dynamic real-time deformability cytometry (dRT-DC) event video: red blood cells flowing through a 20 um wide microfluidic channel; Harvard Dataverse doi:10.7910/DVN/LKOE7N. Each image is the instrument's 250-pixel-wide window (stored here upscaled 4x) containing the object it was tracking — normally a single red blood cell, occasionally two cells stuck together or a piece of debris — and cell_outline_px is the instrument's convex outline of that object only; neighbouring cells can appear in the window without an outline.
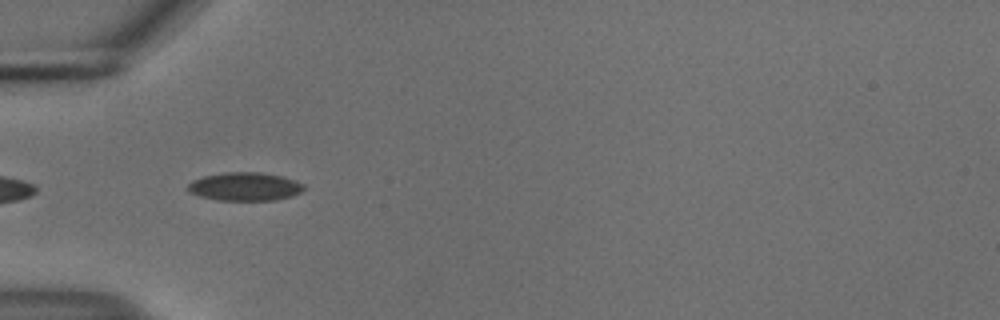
{"species": "common noctule bat (a hibernating species)", "species_latin": "Nyctalus noctula", "temperature_condition": "cold", "stored_images_in_passage": 4, "camera_frame_rate_fps": 3000, "um_per_image_px": 0.085, "animal": {"sex": "male", "body_mass_g": 18.8}, "frame": {"image": 1, "passage_image": 1, "time_ms": 0.0, "image_size_px": [1000, 320], "cell_outline_px": [[304, 188], [300, 192], [292, 196], [276, 200], [216, 200], [200, 196], [188, 192], [188, 184], [192, 180], [204, 176], [224, 172], [260, 172], [280, 176], [304, 184]], "centroid_in_image_um": [20.78, 15.86], "position_along_channel_um": 64.2, "area_um2": 19.07}}